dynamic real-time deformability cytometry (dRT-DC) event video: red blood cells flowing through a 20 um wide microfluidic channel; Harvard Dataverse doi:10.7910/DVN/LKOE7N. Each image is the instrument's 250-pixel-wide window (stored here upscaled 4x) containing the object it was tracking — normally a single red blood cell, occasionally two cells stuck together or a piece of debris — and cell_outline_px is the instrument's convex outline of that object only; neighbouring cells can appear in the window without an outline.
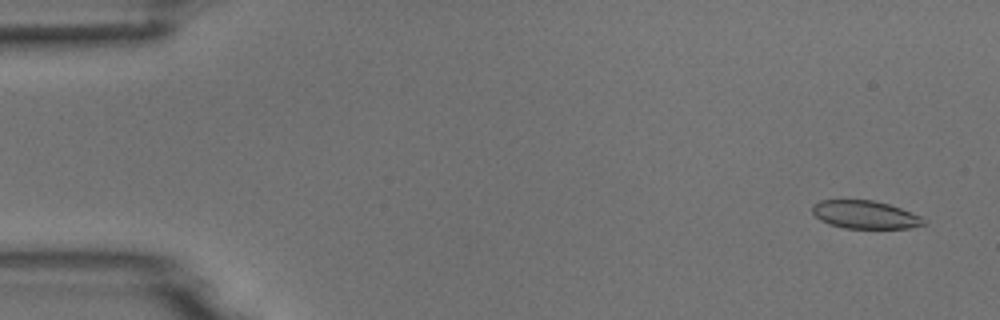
{"species": "common noctule bat (a hibernating species)", "species_latin": "Nyctalus noctula", "temperature_condition": "room temperature", "stored_images_in_passage": 6, "camera_frame_rate_fps": 3000, "um_per_image_px": 0.085, "animal": {"sex": "male", "body_mass_g": 18.8}, "frame": {"image": 1, "passage_image": 1, "time_ms": 0.0, "image_size_px": [1000, 320], "cell_outline_px": [[928, 224], [908, 228], [844, 228], [828, 224], [820, 220], [812, 212], [812, 204], [820, 200], [872, 200], [888, 204], [900, 208], [920, 216], [928, 220]], "centroid_in_image_um": [73.53, 18.25], "position_along_channel_um": 11.5, "area_um2": 18.26}}
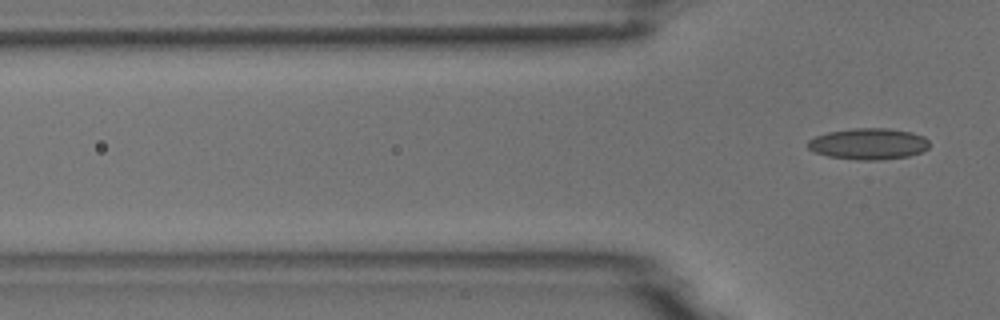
{"frame": {"image": 2, "passage_image": 6, "time_ms": 6.667, "image_size_px": [1000, 320], "cell_outline_px": [[928, 148], [924, 152], [908, 156], [880, 160], [856, 160], [828, 156], [816, 152], [808, 148], [808, 140], [816, 136], [828, 132], [852, 128], [888, 128], [912, 132], [924, 136], [928, 140]], "centroid_in_image_um": [73.85, 12.22], "position_along_channel_um": 51.9, "area_um2": 22.25}}